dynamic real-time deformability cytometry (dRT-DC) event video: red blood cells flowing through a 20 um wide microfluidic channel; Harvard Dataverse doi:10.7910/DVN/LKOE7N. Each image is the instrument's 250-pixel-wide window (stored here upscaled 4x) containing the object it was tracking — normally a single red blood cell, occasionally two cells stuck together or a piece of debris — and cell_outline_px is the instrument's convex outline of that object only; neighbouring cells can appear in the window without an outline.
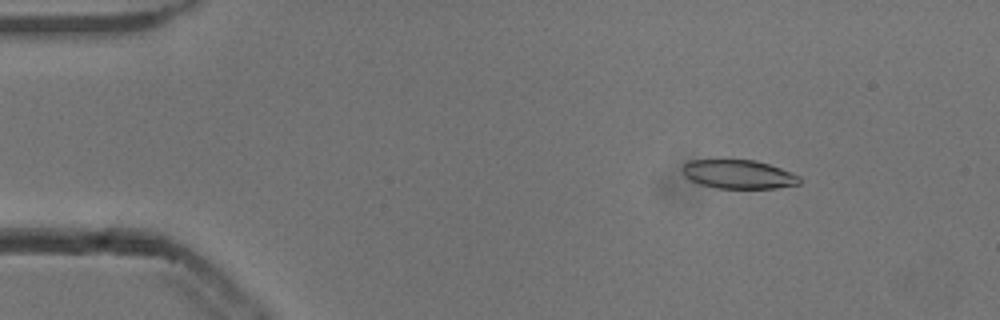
{"species": "common noctule bat (a hibernating species)", "species_latin": "Nyctalus noctula", "temperature_condition": "cold", "stored_images_in_passage": 48, "camera_frame_rate_fps": 3000, "um_per_image_px": 0.085, "animal": {"sex": "male", "body_mass_g": 13.3}, "frame": {"image": 1, "passage_image": 2, "time_ms": 0.333, "image_size_px": [1000, 320], "cell_outline_px": [[800, 184], [776, 188], [716, 188], [700, 184], [684, 176], [680, 168], [688, 160], [756, 160], [780, 168], [800, 176]], "centroid_in_image_um": [62.75, 14.81], "position_along_channel_um": 22.3, "area_um2": 19.65}}
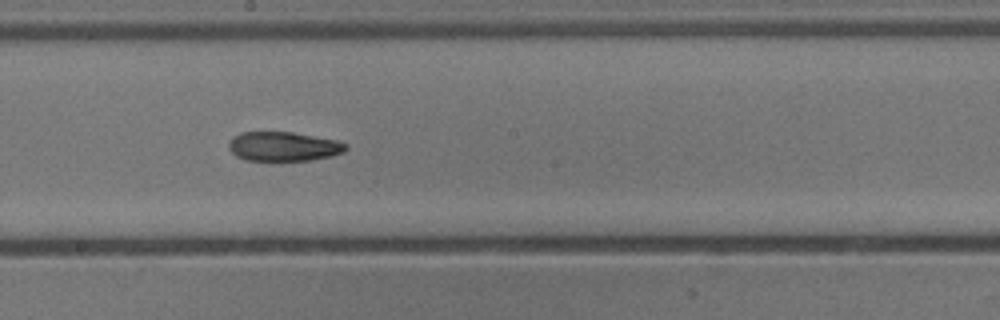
{"frame": {"image": 2, "passage_image": 24, "time_ms": 7.667, "image_size_px": [1000, 320], "cell_outline_px": [[348, 148], [344, 152], [332, 156], [312, 160], [272, 164], [248, 160], [236, 156], [228, 148], [228, 144], [232, 136], [240, 132], [292, 132], [336, 140], [348, 144]], "centroid_in_image_um": [24.08, 12.5], "position_along_channel_um": 224.1, "area_um2": 20.98}}
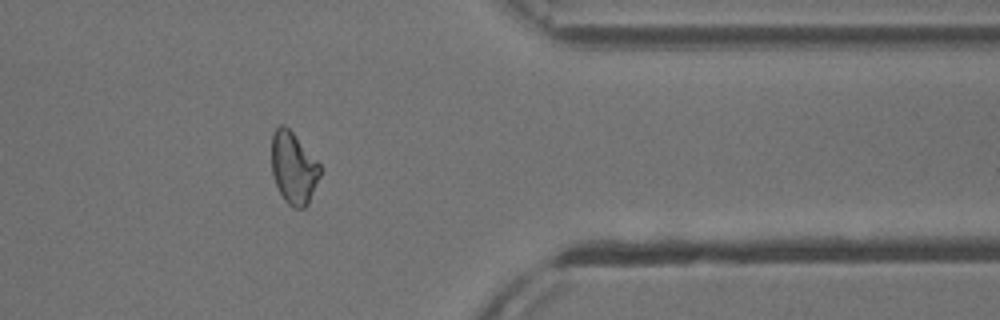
{"frame": {"image": 3, "passage_image": 38, "time_ms": 12.333, "image_size_px": [1000, 320], "cell_outline_px": [[320, 176], [308, 204], [304, 208], [292, 208], [284, 200], [276, 184], [272, 172], [272, 136], [276, 128], [280, 124], [284, 124], [292, 132], [320, 164]], "centroid_in_image_um": [24.95, 14.29], "position_along_channel_um": 386.5, "area_um2": 20.11}, "authors_computed_cell_mechanics": {"area_um2": 21.097, "velocity_mm_per_s": 3.8382, "shape_relaxation_time_tau1_ms": null, "shape_relaxation_time_tau2_ms": 7.1138, "deformation_change_tau1": null, "deformation_change_tau2": 0.1655}}